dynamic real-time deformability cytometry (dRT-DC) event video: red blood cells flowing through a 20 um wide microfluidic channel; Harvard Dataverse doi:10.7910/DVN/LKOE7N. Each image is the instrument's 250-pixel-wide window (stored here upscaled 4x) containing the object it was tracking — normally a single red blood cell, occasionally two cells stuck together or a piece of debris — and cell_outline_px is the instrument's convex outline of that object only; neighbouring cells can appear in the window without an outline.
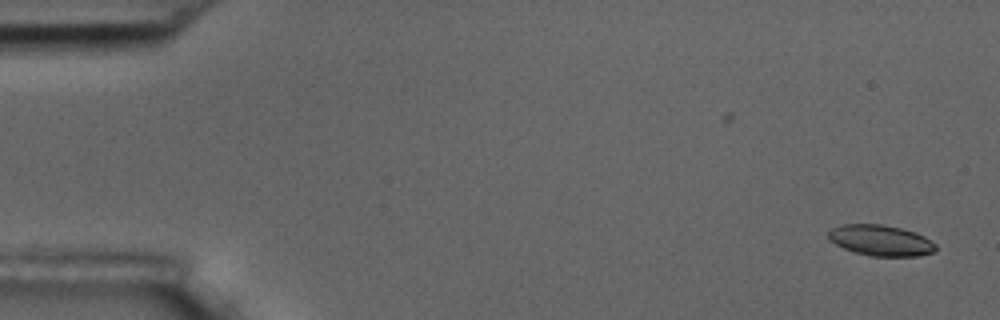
{"species": "common noctule bat (a hibernating species)", "species_latin": "Nyctalus noctula", "temperature_condition": "room temperature", "stored_images_in_passage": 6, "camera_frame_rate_fps": 3000, "um_per_image_px": 0.085, "animal": {"sex": "male", "body_mass_g": 17.5, "forearm_length_mm": 52.3}, "frame": {"image": 1, "passage_image": 2, "time_ms": 2.0, "image_size_px": [1000, 320], "cell_outline_px": [[936, 252], [920, 256], [872, 256], [852, 252], [828, 240], [828, 232], [832, 228], [840, 224], [884, 224], [916, 232], [924, 236], [936, 244]], "centroid_in_image_um": [74.87, 20.43], "position_along_channel_um": 10.1, "area_um2": 19.54}}
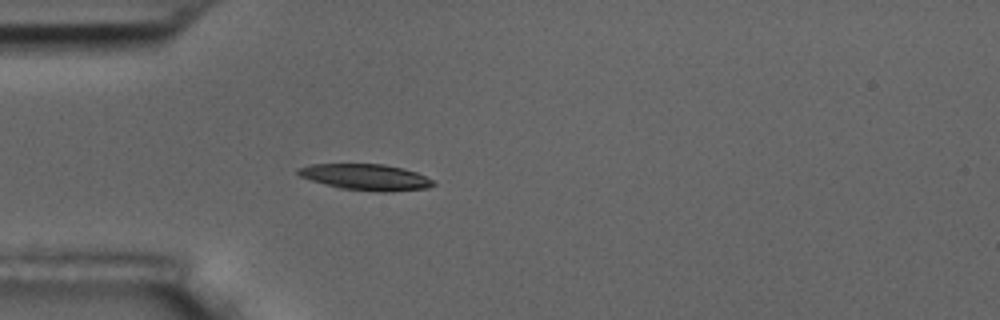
{"frame": {"image": 2, "passage_image": 6, "time_ms": 6.667, "image_size_px": [1000, 320], "cell_outline_px": [[436, 184], [428, 188], [392, 192], [376, 192], [340, 188], [312, 180], [300, 176], [296, 172], [296, 168], [308, 164], [384, 164], [404, 168], [416, 172], [432, 180]], "centroid_in_image_um": [31.1, 15.05], "position_along_channel_um": 53.9, "area_um2": 20.69}}